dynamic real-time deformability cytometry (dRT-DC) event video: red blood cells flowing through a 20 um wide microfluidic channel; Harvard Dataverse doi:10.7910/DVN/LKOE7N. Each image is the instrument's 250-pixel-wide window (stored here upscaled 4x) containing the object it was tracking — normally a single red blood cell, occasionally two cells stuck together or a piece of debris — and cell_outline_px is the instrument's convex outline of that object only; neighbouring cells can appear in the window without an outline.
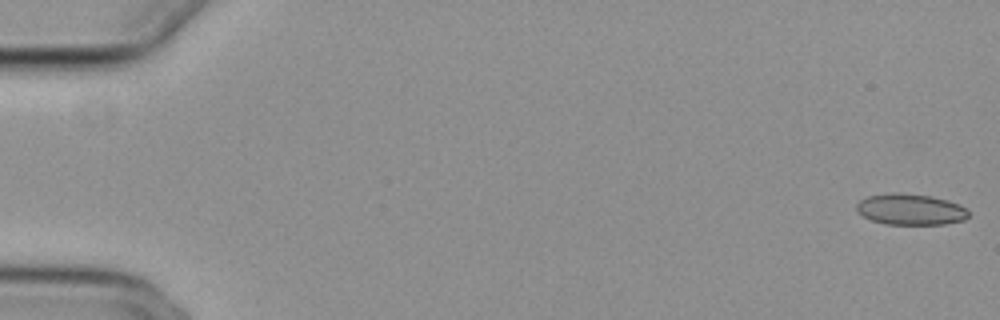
{"species": "common noctule bat (a hibernating species)", "species_latin": "Nyctalus noctula", "temperature_condition": "cold", "stored_images_in_passage": 17, "camera_frame_rate_fps": 3000, "um_per_image_px": 0.085, "animal": {"sex": "female", "body_mass_g": 29.2, "forearm_length_mm": 56.3}, "frame": {"image": 1, "passage_image": 1, "time_ms": 0.0, "image_size_px": [1000, 320], "cell_outline_px": [[968, 216], [964, 220], [944, 224], [884, 224], [872, 220], [856, 212], [856, 204], [860, 200], [868, 196], [892, 192], [900, 192], [932, 196], [948, 200], [960, 204], [968, 212]], "centroid_in_image_um": [77.37, 17.79], "position_along_channel_um": 7.6, "area_um2": 20.4}}
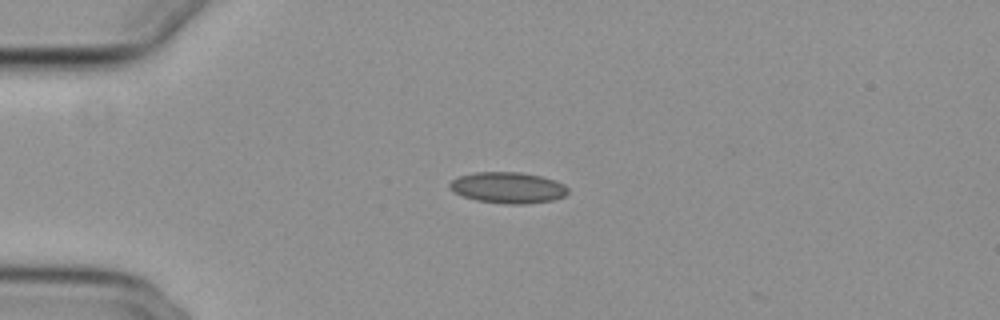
{"frame": {"image": 2, "passage_image": 14, "time_ms": 4.333, "image_size_px": [1000, 320], "cell_outline_px": [[568, 192], [564, 196], [552, 200], [528, 204], [504, 204], [476, 200], [452, 192], [448, 188], [448, 184], [452, 180], [460, 176], [476, 172], [520, 172], [540, 176], [556, 180], [564, 184], [568, 188]], "centroid_in_image_um": [43.17, 15.95], "position_along_channel_um": 41.8, "area_um2": 21.56}}